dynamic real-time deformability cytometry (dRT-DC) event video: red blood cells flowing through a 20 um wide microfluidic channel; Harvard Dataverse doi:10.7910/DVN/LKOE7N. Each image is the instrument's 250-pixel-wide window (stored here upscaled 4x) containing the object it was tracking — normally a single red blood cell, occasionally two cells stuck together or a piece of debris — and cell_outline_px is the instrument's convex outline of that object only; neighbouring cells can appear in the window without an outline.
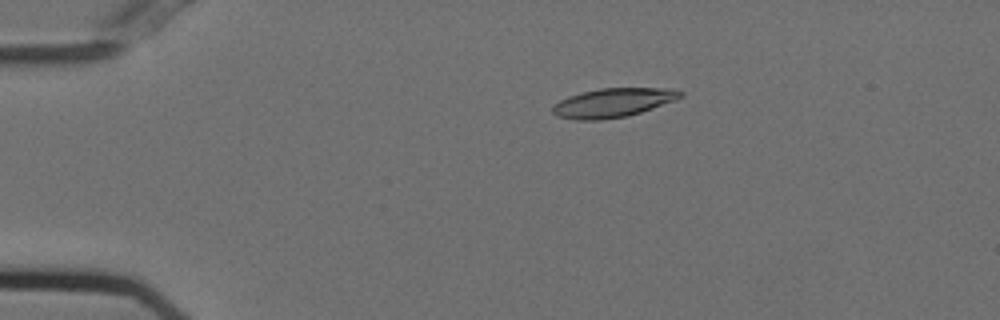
{"species": "Egyptian fruit bat (a non-hibernating species)", "species_latin": "Rousettus aegyptiacus", "temperature_condition": "cold", "stored_images_in_passage": 55, "camera_frame_rate_fps": 3000, "um_per_image_px": 0.085, "animal": {"sex": "female"}, "frame": {"image": 1, "passage_image": 11, "time_ms": 3.333, "image_size_px": [1000, 320], "cell_outline_px": [[684, 96], [676, 100], [628, 116], [600, 120], [576, 120], [556, 116], [552, 112], [552, 104], [568, 96], [580, 92], [600, 88], [672, 88], [684, 92]], "centroid_in_image_um": [52.09, 8.72], "position_along_channel_um": 32.9, "area_um2": 21.85}}
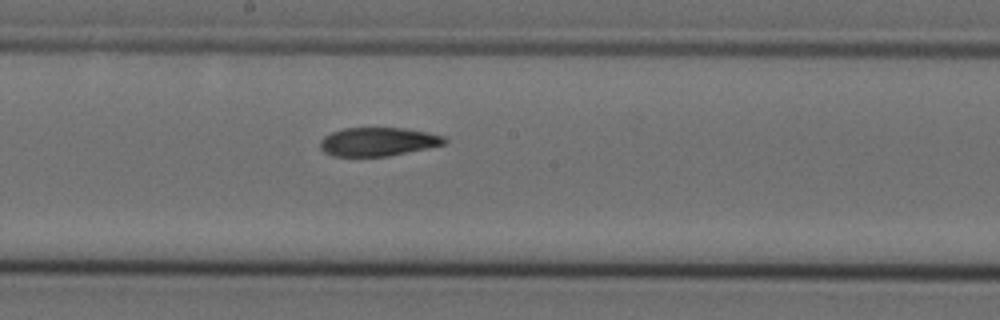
{"frame": {"image": 2, "passage_image": 30, "time_ms": 9.667, "image_size_px": [1000, 320], "cell_outline_px": [[448, 140], [444, 144], [428, 148], [388, 156], [332, 156], [324, 152], [320, 148], [320, 140], [324, 136], [332, 132], [344, 128], [404, 128], [428, 132], [444, 136]], "centroid_in_image_um": [32.13, 12.04], "position_along_channel_um": 216.1, "area_um2": 20.75}}
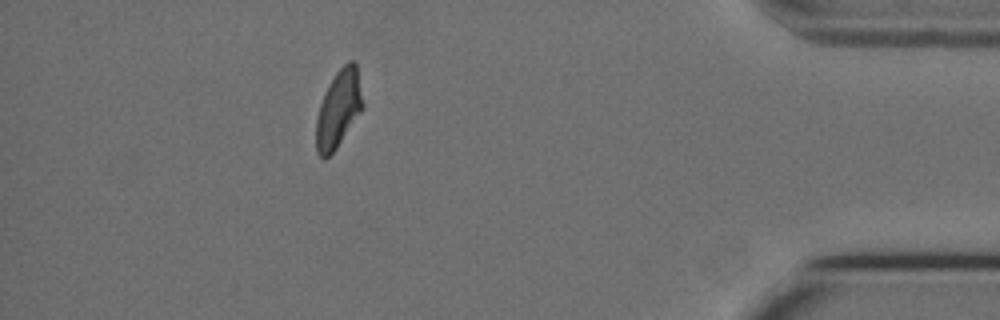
{"frame": {"image": 3, "passage_image": 49, "time_ms": 16.0, "image_size_px": [1000, 320], "cell_outline_px": [[364, 108], [336, 148], [324, 160], [316, 152], [316, 116], [324, 92], [336, 72], [348, 60], [352, 60], [356, 64], [364, 104]], "centroid_in_image_um": [28.77, 9.26], "position_along_channel_um": 406.4, "area_um2": 21.04}, "authors_computed_cell_mechanics": {"area_um2": 21.5594, "velocity_mm_per_s": 3.7129, "shape_relaxation_time_tau1_ms": 10.7905, "shape_relaxation_time_tau2_ms": 6.2686, "deformation_change_tau1": 0.2279, "deformation_change_tau2": 0.1337}}